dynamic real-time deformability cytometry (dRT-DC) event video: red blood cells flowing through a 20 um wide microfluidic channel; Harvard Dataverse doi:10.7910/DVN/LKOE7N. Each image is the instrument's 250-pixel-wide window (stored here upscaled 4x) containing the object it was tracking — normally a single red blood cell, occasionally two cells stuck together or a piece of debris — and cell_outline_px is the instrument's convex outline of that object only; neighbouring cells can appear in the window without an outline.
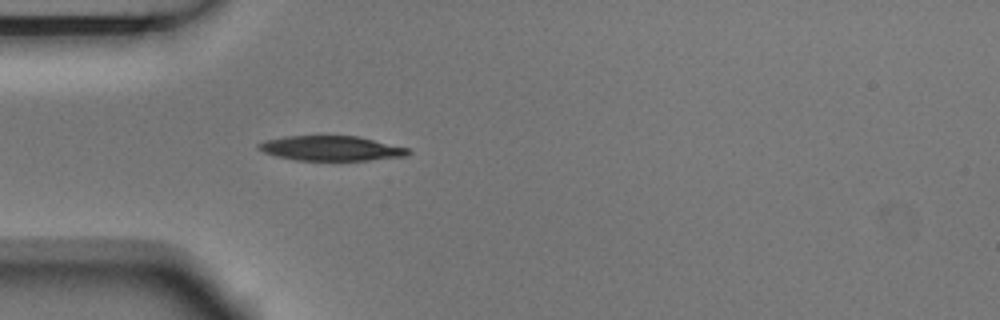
{"species": "Egyptian fruit bat (a non-hibernating species)", "species_latin": "Rousettus aegyptiacus", "temperature_condition": "room temperature", "stored_images_in_passage": 3, "camera_frame_rate_fps": 3000, "um_per_image_px": 0.085, "animal": {"sex": "male"}, "frame": {"image": 1, "passage_image": 3, "time_ms": 0.667, "image_size_px": [1000, 320], "cell_outline_px": [[412, 152], [408, 156], [368, 160], [296, 160], [276, 156], [264, 152], [256, 148], [256, 144], [264, 140], [284, 136], [356, 136], [408, 148]], "centroid_in_image_um": [28.11, 12.61], "position_along_channel_um": 56.9, "area_um2": 21.62}}